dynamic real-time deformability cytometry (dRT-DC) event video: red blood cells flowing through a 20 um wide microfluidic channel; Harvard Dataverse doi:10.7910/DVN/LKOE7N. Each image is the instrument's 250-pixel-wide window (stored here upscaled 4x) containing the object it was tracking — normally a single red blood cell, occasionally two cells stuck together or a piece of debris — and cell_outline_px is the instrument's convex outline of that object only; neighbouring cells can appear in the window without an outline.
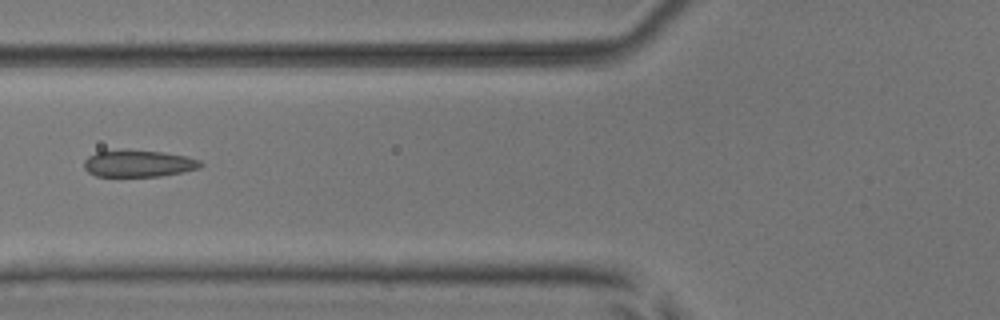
{"species": "common noctule bat (a hibernating species)", "species_latin": "Nyctalus noctula", "temperature_condition": "room temperature", "stored_images_in_passage": 2, "camera_frame_rate_fps": 3000, "um_per_image_px": 0.085, "animal": {"sex": "male", "body_mass_g": 17.9, "forearm_length_mm": 54.2}, "frame": {"image": 1, "passage_image": 2, "time_ms": 1.0, "image_size_px": [1000, 320], "cell_outline_px": [[204, 164], [200, 168], [160, 176], [96, 176], [88, 172], [84, 168], [84, 160], [88, 156], [96, 152], [164, 152], [188, 156], [200, 160]], "centroid_in_image_um": [11.81, 13.93], "position_along_channel_um": 114.0, "area_um2": 17.63}}